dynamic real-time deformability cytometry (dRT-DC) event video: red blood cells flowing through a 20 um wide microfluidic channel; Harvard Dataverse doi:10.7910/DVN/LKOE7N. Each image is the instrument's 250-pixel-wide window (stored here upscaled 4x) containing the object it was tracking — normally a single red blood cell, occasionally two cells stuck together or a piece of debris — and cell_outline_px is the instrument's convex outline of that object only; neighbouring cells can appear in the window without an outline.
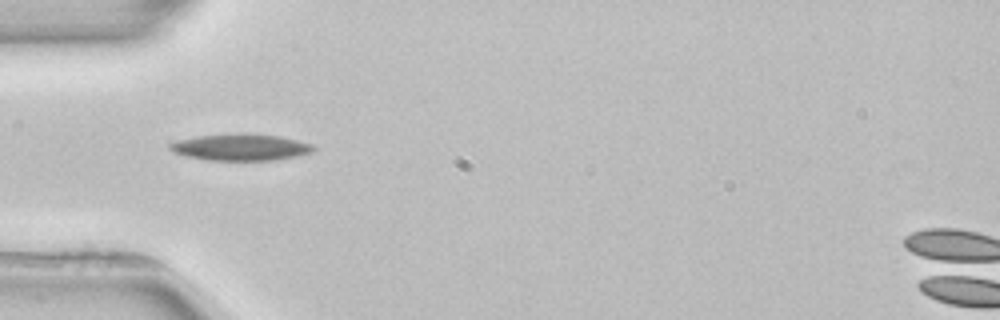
{"species": "common noctule bat (a hibernating species)", "species_latin": "Nyctalus noctula", "temperature_condition": "room temperature", "stored_images_in_passage": 3, "camera_frame_rate_fps": 3000, "um_per_image_px": 0.085, "animal": {"sex": "female", "body_mass_g": 22.7, "forearm_length_mm": 54.2}, "frame": {"image": 1, "passage_image": 1, "time_ms": 0.0, "image_size_px": [1000, 320], "cell_outline_px": [[316, 148], [308, 152], [296, 156], [272, 160], [208, 160], [184, 156], [168, 148], [168, 144], [176, 140], [196, 136], [240, 132], [248, 132], [280, 136], [312, 144]], "centroid_in_image_um": [20.4, 12.49], "position_along_channel_um": 64.6, "area_um2": 22.43}}